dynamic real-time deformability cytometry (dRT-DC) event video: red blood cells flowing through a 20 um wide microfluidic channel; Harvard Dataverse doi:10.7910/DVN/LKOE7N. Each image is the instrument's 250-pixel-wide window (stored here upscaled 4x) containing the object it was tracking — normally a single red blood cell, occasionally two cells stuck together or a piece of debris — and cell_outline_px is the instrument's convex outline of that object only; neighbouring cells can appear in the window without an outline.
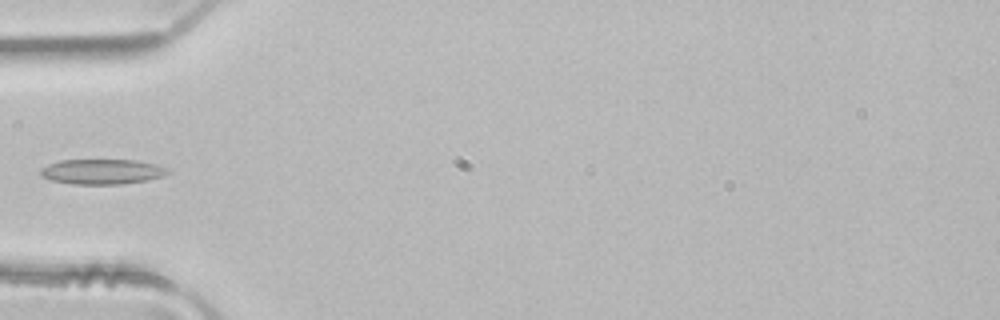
{"species": "common noctule bat (a hibernating species)", "species_latin": "Nyctalus noctula", "temperature_condition": "room temperature", "stored_images_in_passage": 4, "camera_frame_rate_fps": 3000, "um_per_image_px": 0.085, "animal": {"sex": "male", "body_mass_g": 21.5, "forearm_length_mm": 52.0}, "frame": {"image": 1, "passage_image": 4, "time_ms": 1.0, "image_size_px": [1000, 320], "cell_outline_px": [[168, 172], [164, 176], [148, 180], [120, 184], [72, 184], [52, 180], [44, 176], [40, 172], [40, 168], [48, 164], [60, 160], [136, 160], [156, 164], [164, 168]], "centroid_in_image_um": [8.66, 14.59], "position_along_channel_um": 76.3, "area_um2": 18.44}}